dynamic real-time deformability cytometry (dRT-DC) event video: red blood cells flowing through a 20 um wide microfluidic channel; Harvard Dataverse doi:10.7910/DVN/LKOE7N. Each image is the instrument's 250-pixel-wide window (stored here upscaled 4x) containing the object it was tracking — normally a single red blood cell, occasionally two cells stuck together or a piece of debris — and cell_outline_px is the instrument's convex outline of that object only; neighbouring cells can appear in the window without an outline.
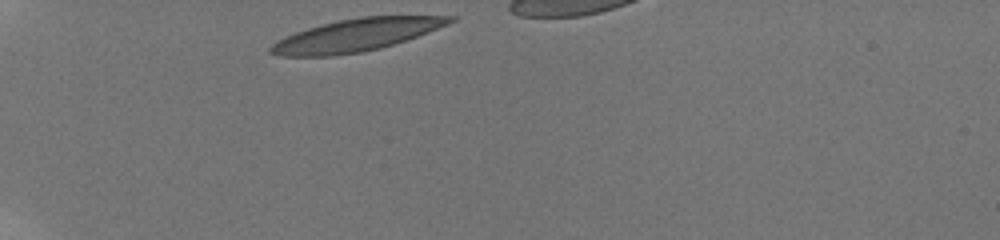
{"species": "human", "species_latin": "Homo sapiens", "temperature_condition": "room temperature", "stored_images_in_passage": 40, "camera_frame_rate_fps": 3000, "um_per_image_px": 0.085, "donor": {"sex": "male"}, "frame": {"image": 1, "passage_image": 1, "time_ms": 0.0, "image_size_px": [1000, 240], "cell_outline_px": [[456, 20], [448, 24], [428, 32], [380, 48], [360, 52], [332, 56], [280, 56], [268, 52], [268, 48], [272, 44], [296, 32], [308, 28], [340, 20], [360, 16], [456, 16]], "centroid_in_image_um": [30.27, 2.98], "position_along_channel_um": 54.7, "area_um2": 33.29}}
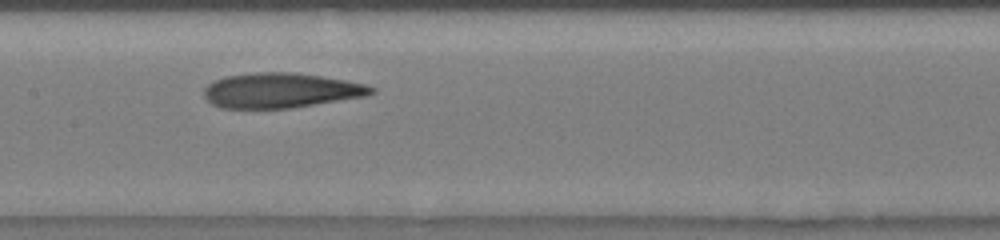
{"frame": {"image": 2, "passage_image": 17, "time_ms": 4.333, "image_size_px": [1000, 240], "cell_outline_px": [[376, 92], [368, 96], [288, 108], [220, 108], [212, 104], [204, 96], [204, 88], [208, 84], [224, 76], [256, 72], [296, 72], [368, 84], [376, 88]], "centroid_in_image_um": [23.9, 7.68], "position_along_channel_um": 183.5, "area_um2": 34.16}}
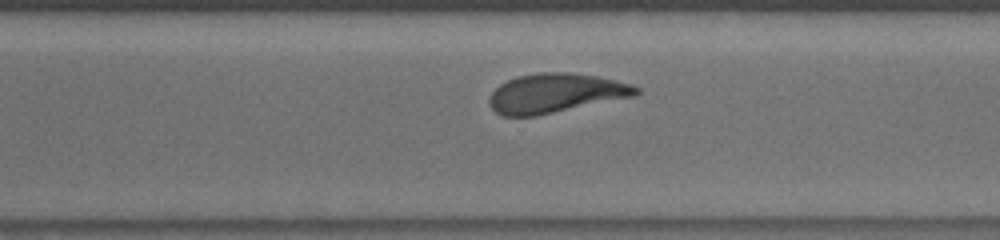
{"frame": {"image": 3, "passage_image": 33, "time_ms": 8.0, "image_size_px": [1000, 240], "cell_outline_px": [[640, 92], [636, 96], [536, 116], [500, 116], [488, 104], [488, 100], [492, 92], [500, 84], [516, 76], [540, 72], [568, 72], [596, 76], [616, 80], [632, 84], [640, 88]], "centroid_in_image_um": [47.23, 7.92], "position_along_channel_um": 323.4, "area_um2": 33.81}}